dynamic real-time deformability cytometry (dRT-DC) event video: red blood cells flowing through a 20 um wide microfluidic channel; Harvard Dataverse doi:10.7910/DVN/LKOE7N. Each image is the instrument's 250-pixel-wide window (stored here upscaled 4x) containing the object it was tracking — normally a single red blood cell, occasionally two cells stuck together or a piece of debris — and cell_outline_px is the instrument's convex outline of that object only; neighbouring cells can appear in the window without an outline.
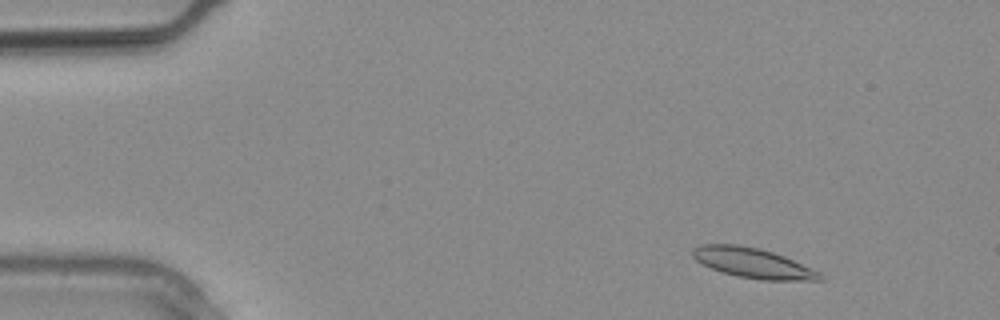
{"species": "common noctule bat (a hibernating species)", "species_latin": "Nyctalus noctula", "temperature_condition": "warm", "stored_images_in_passage": 13, "camera_frame_rate_fps": 3000, "um_per_image_px": 0.085, "animal": {"sex": "male", "body_mass_g": 20.4}, "frame": {"image": 1, "passage_image": 3, "time_ms": 0.667, "image_size_px": [1000, 320], "cell_outline_px": [[824, 280], [760, 280], [740, 276], [724, 272], [712, 268], [696, 260], [692, 256], [692, 248], [700, 244], [736, 244], [760, 248], [784, 256], [820, 272], [824, 276]], "centroid_in_image_um": [64.0, 22.34], "position_along_channel_um": 21.0, "area_um2": 22.08}}
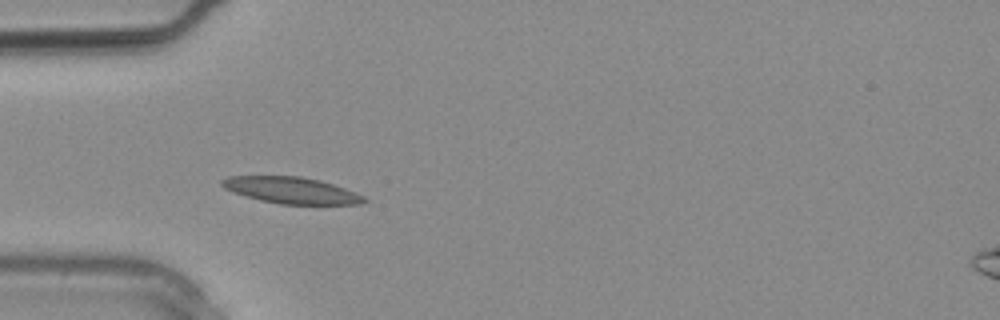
{"frame": {"image": 2, "passage_image": 8, "time_ms": 2.333, "image_size_px": [1000, 320], "cell_outline_px": [[368, 200], [360, 204], [280, 204], [260, 200], [224, 188], [220, 184], [220, 180], [228, 176], [300, 176], [320, 180], [356, 192], [364, 196]], "centroid_in_image_um": [24.78, 16.17], "position_along_channel_um": 60.2, "area_um2": 21.73}}
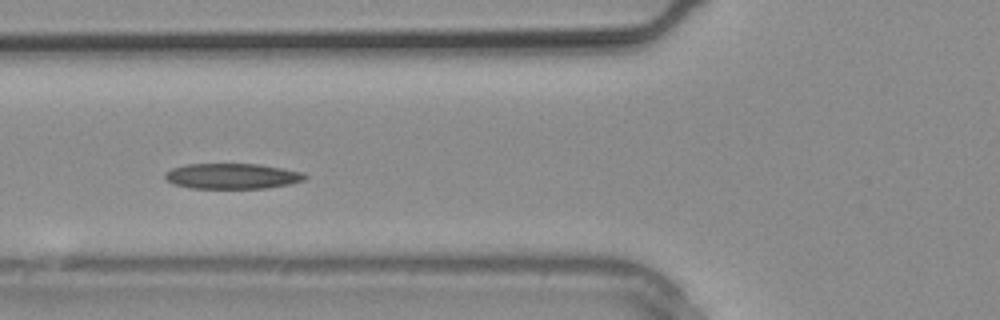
{"frame": {"image": 3, "passage_image": 10, "time_ms": 3.0, "image_size_px": [1000, 320], "cell_outline_px": [[308, 176], [304, 180], [288, 184], [264, 188], [192, 188], [176, 184], [168, 180], [164, 176], [164, 172], [172, 168], [188, 164], [260, 164], [284, 168], [304, 172]], "centroid_in_image_um": [19.77, 14.96], "position_along_channel_um": 106.0, "area_um2": 20.69}}